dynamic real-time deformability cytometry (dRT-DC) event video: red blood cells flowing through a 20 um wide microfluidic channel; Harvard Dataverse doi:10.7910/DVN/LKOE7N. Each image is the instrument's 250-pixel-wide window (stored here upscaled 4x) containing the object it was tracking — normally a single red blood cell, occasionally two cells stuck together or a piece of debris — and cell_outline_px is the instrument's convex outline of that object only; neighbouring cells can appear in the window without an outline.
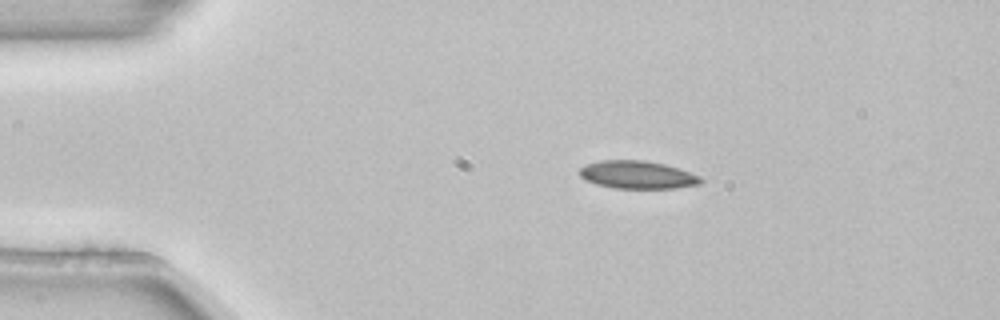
{"species": "common noctule bat (a hibernating species)", "species_latin": "Nyctalus noctula", "temperature_condition": "room temperature", "stored_images_in_passage": 3, "camera_frame_rate_fps": 3000, "um_per_image_px": 0.085, "animal": {"sex": "female", "body_mass_g": 22.7, "forearm_length_mm": 54.2}, "frame": {"image": 1, "passage_image": 2, "time_ms": 0.333, "image_size_px": [1000, 320], "cell_outline_px": [[704, 180], [700, 184], [672, 188], [612, 188], [596, 184], [584, 180], [580, 176], [580, 168], [588, 164], [600, 160], [644, 160], [664, 164], [680, 168], [700, 176]], "centroid_in_image_um": [54.18, 14.85], "position_along_channel_um": 30.8, "area_um2": 19.71}}